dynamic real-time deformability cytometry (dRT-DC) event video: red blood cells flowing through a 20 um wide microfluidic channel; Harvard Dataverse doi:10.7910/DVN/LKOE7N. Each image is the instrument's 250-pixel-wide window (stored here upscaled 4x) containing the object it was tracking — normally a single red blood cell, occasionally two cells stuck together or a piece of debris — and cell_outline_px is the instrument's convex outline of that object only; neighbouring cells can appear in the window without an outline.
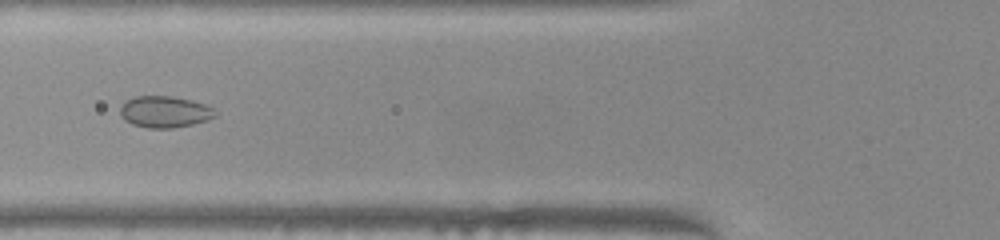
{"species": "common noctule bat (a hibernating species)", "species_latin": "Nyctalus noctula", "temperature_condition": "warm", "stored_images_in_passage": 43, "segment_of_instrument_passage": [1, 2], "camera_frame_rate_fps": 3000, "um_per_image_px": 0.085, "animal": {"sex": "female", "body_mass_g": 22.0, "forearm_length_mm": 56.7}, "frame": {"image": 1, "passage_image": 10, "time_ms": 3.0, "image_size_px": [1000, 240], "cell_outline_px": [[216, 116], [208, 120], [192, 124], [172, 128], [148, 128], [132, 124], [124, 120], [120, 112], [120, 108], [124, 100], [136, 96], [172, 96], [192, 100], [208, 104], [216, 112]], "centroid_in_image_um": [14.0, 9.49], "position_along_channel_um": 111.8, "area_um2": 17.63}}
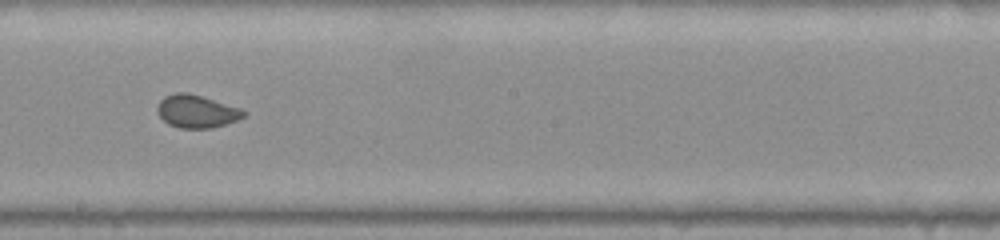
{"frame": {"image": 2, "passage_image": 19, "time_ms": 6.0, "image_size_px": [1000, 240], "cell_outline_px": [[244, 116], [236, 120], [212, 128], [180, 128], [168, 124], [156, 112], [156, 108], [160, 100], [164, 96], [176, 92], [188, 92], [240, 108], [244, 112]], "centroid_in_image_um": [16.65, 9.46], "position_along_channel_um": 231.5, "area_um2": 16.36}}
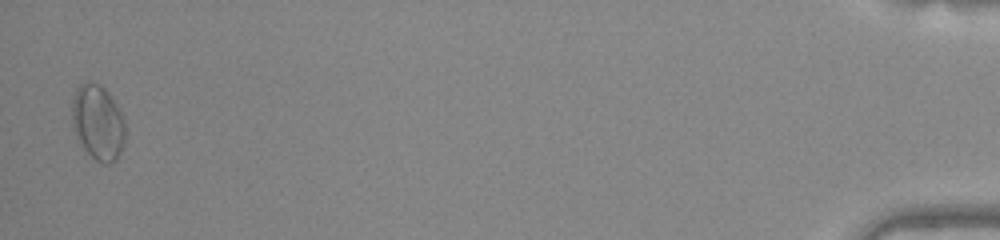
{"frame": {"image": 3, "passage_image": 41, "time_ms": 13.333, "image_size_px": [1000, 240], "cell_outline_px": [[124, 144], [116, 160], [108, 164], [104, 164], [96, 160], [84, 148], [76, 136], [72, 128], [72, 100], [76, 88], [80, 84], [88, 80], [100, 84], [108, 92], [120, 108], [124, 120]], "centroid_in_image_um": [8.31, 10.37], "position_along_channel_um": 426.9, "area_um2": 23.52}}